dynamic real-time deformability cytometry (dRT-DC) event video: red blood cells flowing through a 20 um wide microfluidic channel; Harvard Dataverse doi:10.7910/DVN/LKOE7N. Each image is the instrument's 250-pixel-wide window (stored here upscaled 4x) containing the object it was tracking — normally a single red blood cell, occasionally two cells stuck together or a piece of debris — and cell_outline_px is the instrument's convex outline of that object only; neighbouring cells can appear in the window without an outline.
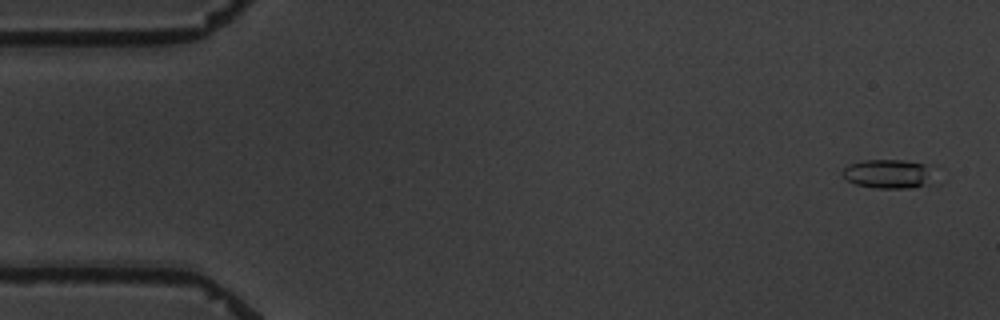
{"species": "common noctule bat (a hibernating species)", "species_latin": "Nyctalus noctula", "temperature_condition": "warm", "stored_images_in_passage": 15, "camera_frame_rate_fps": 3000, "um_per_image_px": 0.085, "animal": {"sex": "male", "body_mass_g": 19.5, "forearm_length_mm": 54.6}, "frame": {"image": 1, "passage_image": 1, "time_ms": 0.0, "image_size_px": [1000, 320], "cell_outline_px": [[924, 180], [920, 184], [912, 188], [876, 188], [856, 184], [848, 180], [840, 172], [848, 164], [864, 160], [904, 160], [924, 164]], "centroid_in_image_um": [75.24, 14.76], "position_along_channel_um": 9.8, "area_um2": 14.39}}
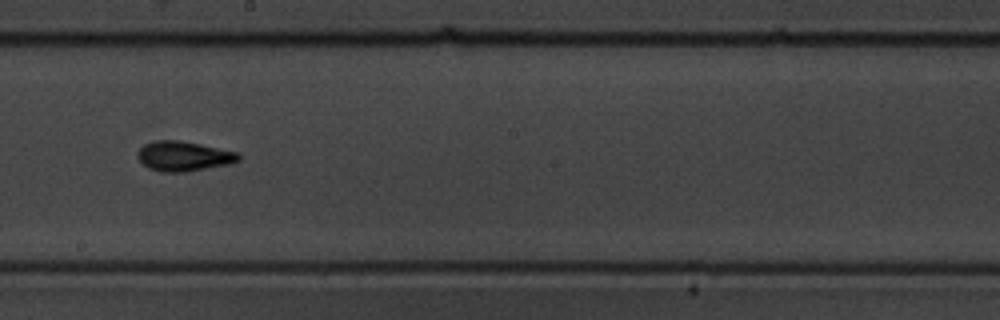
{"frame": {"image": 2, "passage_image": 9, "time_ms": 10.0, "image_size_px": [1000, 320], "cell_outline_px": [[240, 160], [232, 164], [184, 172], [160, 172], [148, 168], [136, 156], [140, 148], [144, 144], [156, 140], [180, 140], [240, 152]], "centroid_in_image_um": [15.64, 13.27], "position_along_channel_um": 232.6, "area_um2": 17.74}}
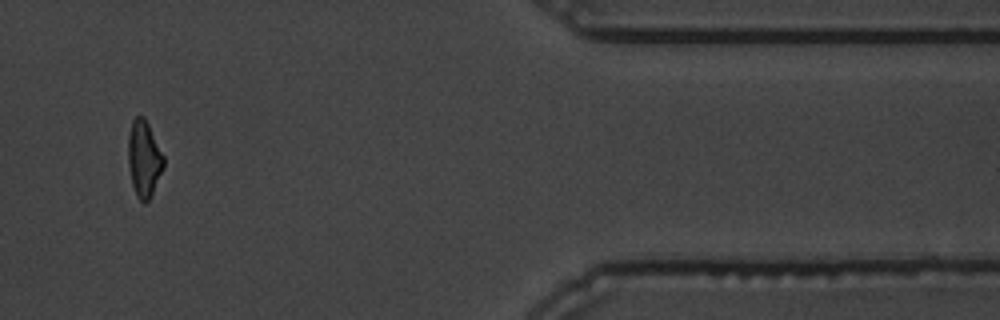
{"frame": {"image": 3, "passage_image": 14, "time_ms": 16.0, "image_size_px": [1000, 320], "cell_outline_px": [[164, 168], [152, 196], [144, 204], [136, 196], [132, 184], [128, 164], [128, 132], [132, 120], [136, 116], [144, 116], [164, 156]], "centroid_in_image_um": [12.24, 13.51], "position_along_channel_um": 399.2, "area_um2": 16.01}, "authors_computed_cell_mechanics": {"area_um2": 15.895, "velocity_mm_per_s": 3.455, "shape_relaxation_time_tau1_ms": 5.2158, "shape_relaxation_time_tau2_ms": 3.6844, "deformation_change_tau1": 0.1738, "deformation_change_tau2": 0.1226}}